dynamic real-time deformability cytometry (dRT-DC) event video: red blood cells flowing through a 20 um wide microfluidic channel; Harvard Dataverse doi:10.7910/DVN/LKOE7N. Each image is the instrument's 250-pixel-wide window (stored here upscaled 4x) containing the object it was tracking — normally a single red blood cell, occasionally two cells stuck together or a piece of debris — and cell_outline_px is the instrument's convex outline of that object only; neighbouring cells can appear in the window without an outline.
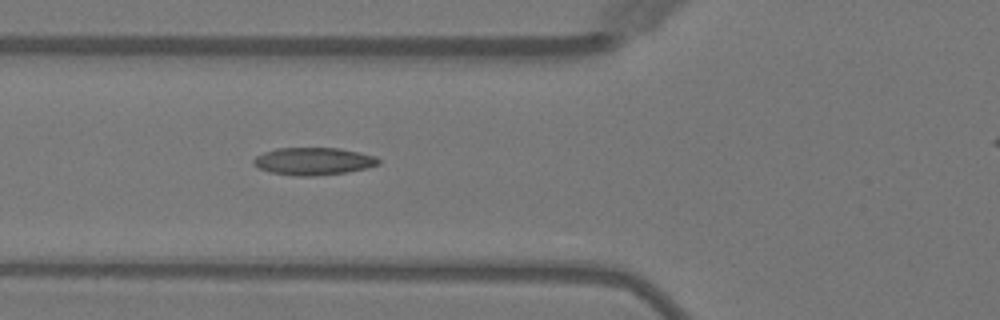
{"species": "Egyptian fruit bat (a non-hibernating species)", "species_latin": "Rousettus aegyptiacus", "temperature_condition": "warm", "stored_images_in_passage": 4, "segment_of_instrument_passage": [1, 2], "camera_frame_rate_fps": 3000, "um_per_image_px": 0.085, "animal": {"sex": "female"}, "frame": {"image": 1, "passage_image": 3, "time_ms": 3.333, "image_size_px": [1000, 320], "cell_outline_px": [[380, 164], [368, 168], [344, 172], [312, 176], [296, 176], [268, 172], [252, 164], [252, 160], [256, 156], [264, 152], [276, 148], [340, 148], [360, 152], [376, 156], [380, 160]], "centroid_in_image_um": [26.64, 13.7], "position_along_channel_um": 99.2, "area_um2": 20.11}}